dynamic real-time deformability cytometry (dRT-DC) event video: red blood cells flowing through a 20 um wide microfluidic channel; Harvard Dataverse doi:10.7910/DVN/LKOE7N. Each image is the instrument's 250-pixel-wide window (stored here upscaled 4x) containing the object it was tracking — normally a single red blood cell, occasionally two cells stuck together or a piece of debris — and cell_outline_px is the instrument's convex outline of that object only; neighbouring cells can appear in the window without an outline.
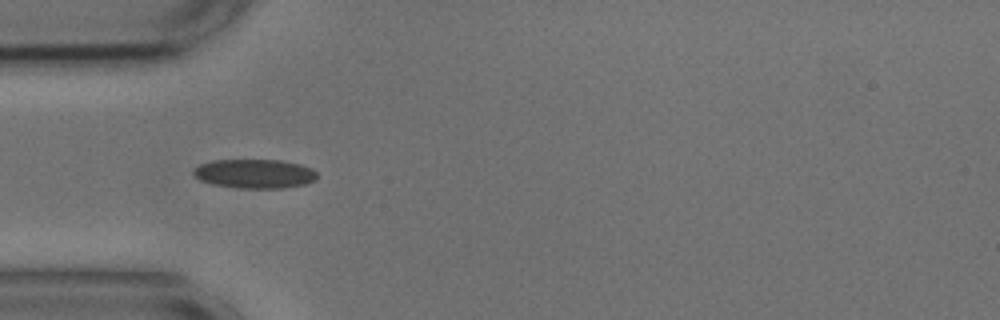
{"species": "common noctule bat (a hibernating species)", "species_latin": "Nyctalus noctula", "temperature_condition": "cold", "stored_images_in_passage": 39, "camera_frame_rate_fps": 3000, "um_per_image_px": 0.085, "animal": {"sex": "male", "body_mass_g": 17.9, "forearm_length_mm": 54.2}, "frame": {"image": 1, "passage_image": 1, "time_ms": 0.0, "image_size_px": [1000, 320], "cell_outline_px": [[316, 176], [312, 180], [304, 184], [284, 188], [236, 188], [212, 184], [200, 180], [192, 172], [192, 168], [200, 164], [212, 160], [280, 160], [300, 164], [312, 168], [316, 172]], "centroid_in_image_um": [21.6, 14.76], "position_along_channel_um": 63.4, "area_um2": 20.98}}
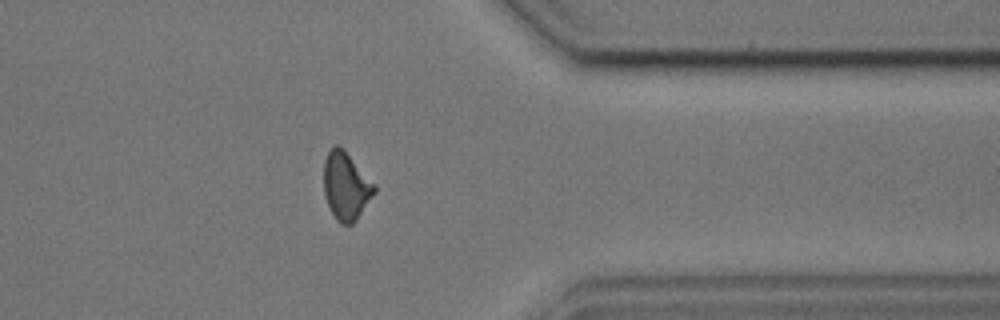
{"frame": {"image": 2, "passage_image": 28, "time_ms": 9.0, "image_size_px": [1000, 320], "cell_outline_px": [[376, 192], [356, 220], [352, 224], [340, 224], [336, 220], [324, 196], [324, 160], [328, 152], [336, 144], [340, 144], [344, 148], [376, 184]], "centroid_in_image_um": [29.42, 15.79], "position_along_channel_um": 382.0, "area_um2": 20.23}}
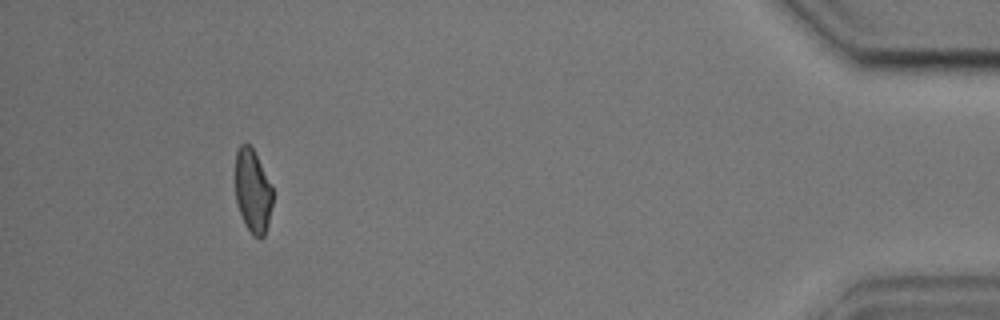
{"frame": {"image": 3, "passage_image": 35, "time_ms": 11.333, "image_size_px": [1000, 320], "cell_outline_px": [[272, 204], [268, 224], [264, 236], [252, 236], [244, 224], [236, 200], [236, 152], [240, 144], [248, 144], [252, 148], [272, 188]], "centroid_in_image_um": [21.47, 16.28], "position_along_channel_um": 413.7, "area_um2": 17.74}, "authors_computed_cell_mechanics": {"area_um2": 19.941, "velocity_mm_per_s": 3.6768, "shape_relaxation_time_tau1_ms": 5.5902, "shape_relaxation_time_tau2_ms": 1.5129, "deformation_change_tau1": 0.1028, "deformation_change_tau2": 0.0737}}